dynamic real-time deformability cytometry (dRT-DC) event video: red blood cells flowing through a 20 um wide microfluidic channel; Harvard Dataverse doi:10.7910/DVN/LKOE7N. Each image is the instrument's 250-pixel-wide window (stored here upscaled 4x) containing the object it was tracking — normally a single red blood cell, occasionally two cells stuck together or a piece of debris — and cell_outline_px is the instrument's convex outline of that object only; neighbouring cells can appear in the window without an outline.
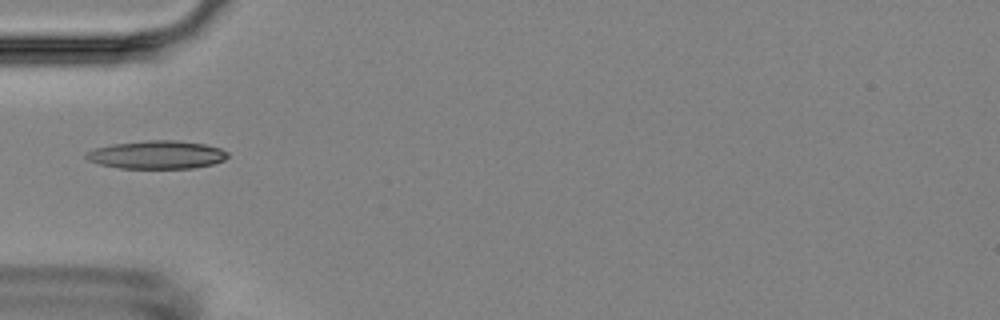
{"species": "Egyptian fruit bat (a non-hibernating species)", "species_latin": "Rousettus aegyptiacus", "temperature_condition": "room temperature", "stored_images_in_passage": 1, "camera_frame_rate_fps": 3000, "um_per_image_px": 0.085, "animal": {"sex": "female"}, "frame": {"image": 1, "passage_image": 1, "time_ms": 0.0, "image_size_px": [1000, 320], "cell_outline_px": [[228, 156], [224, 160], [212, 164], [192, 168], [120, 168], [100, 164], [88, 160], [84, 156], [92, 148], [112, 144], [148, 140], [176, 140], [204, 144], [220, 148], [228, 152]], "centroid_in_image_um": [13.32, 13.15], "position_along_channel_um": 71.7, "area_um2": 23.18}}